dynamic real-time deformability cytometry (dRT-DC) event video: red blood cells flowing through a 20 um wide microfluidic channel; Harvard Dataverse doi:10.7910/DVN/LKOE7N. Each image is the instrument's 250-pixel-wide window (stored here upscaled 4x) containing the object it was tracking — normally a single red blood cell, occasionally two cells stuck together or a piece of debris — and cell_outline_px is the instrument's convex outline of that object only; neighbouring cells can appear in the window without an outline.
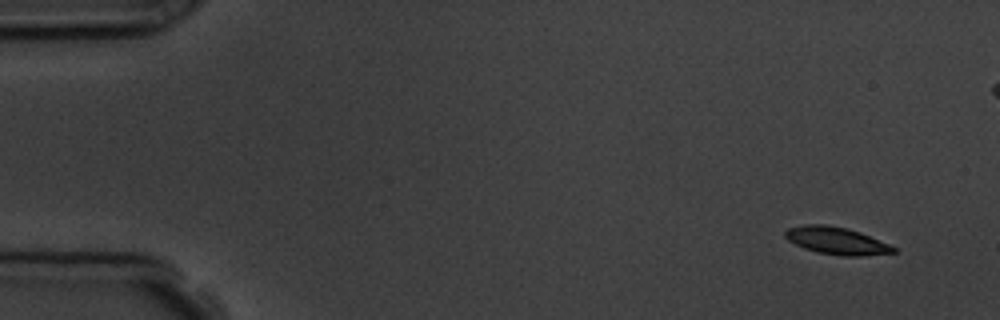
{"species": "common noctule bat (a hibernating species)", "species_latin": "Nyctalus noctula", "temperature_condition": "room temperature", "stored_images_in_passage": 11, "camera_frame_rate_fps": 3000, "um_per_image_px": 0.085, "animal": {"sex": "male", "body_mass_g": 19.5, "forearm_length_mm": 54.6}, "frame": {"image": 1, "passage_image": 1, "time_ms": 0.0, "image_size_px": [1000, 320], "cell_outline_px": [[896, 252], [860, 256], [844, 256], [816, 252], [804, 248], [788, 240], [784, 236], [784, 232], [788, 228], [804, 224], [824, 224], [848, 228], [860, 232], [888, 244], [896, 248]], "centroid_in_image_um": [71.07, 20.45], "position_along_channel_um": 13.9, "area_um2": 17.17}}
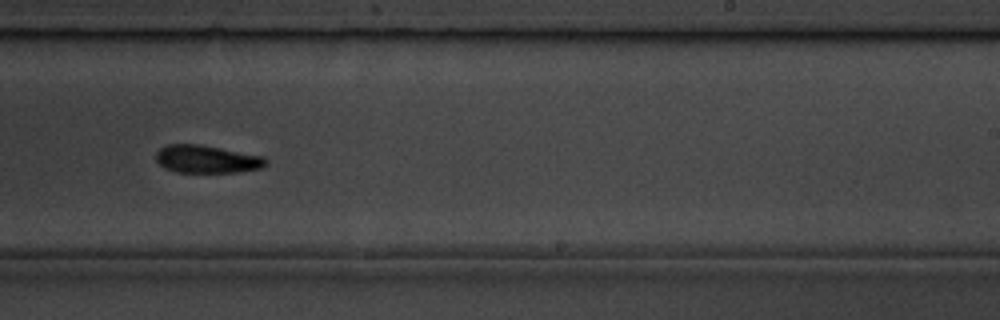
{"frame": {"image": 2, "passage_image": 10, "time_ms": 10.0, "image_size_px": [1000, 320], "cell_outline_px": [[268, 164], [264, 168], [240, 172], [176, 172], [164, 168], [156, 160], [156, 152], [160, 148], [168, 144], [200, 144], [264, 156], [268, 160]], "centroid_in_image_um": [17.62, 13.53], "position_along_channel_um": 271.4, "area_um2": 18.03}}